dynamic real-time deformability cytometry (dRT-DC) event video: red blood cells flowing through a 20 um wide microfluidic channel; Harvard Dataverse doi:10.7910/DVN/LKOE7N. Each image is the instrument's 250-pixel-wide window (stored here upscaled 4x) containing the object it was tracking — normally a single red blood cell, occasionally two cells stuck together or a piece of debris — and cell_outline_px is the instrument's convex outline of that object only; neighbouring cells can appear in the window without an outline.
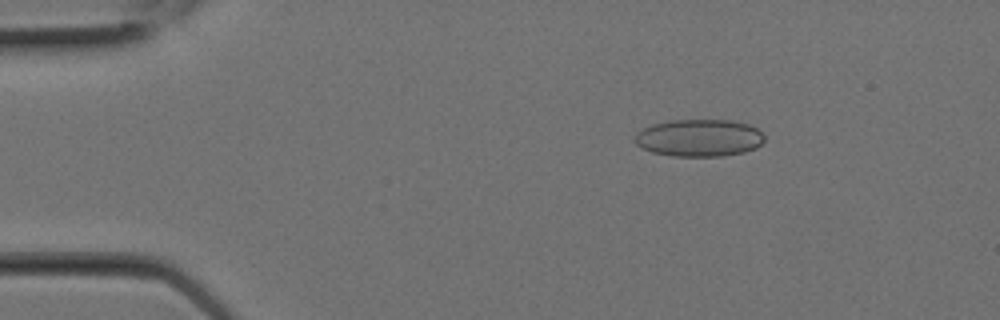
{"species": "Egyptian fruit bat (a non-hibernating species)", "species_latin": "Rousettus aegyptiacus", "temperature_condition": "room temperature", "stored_images_in_passage": 2, "camera_frame_rate_fps": 3000, "um_per_image_px": 0.085, "animal": {"sex": "female"}, "frame": {"image": 1, "passage_image": 1, "time_ms": 0.0, "image_size_px": [1000, 320], "cell_outline_px": [[764, 140], [756, 148], [744, 152], [720, 156], [672, 156], [652, 152], [636, 144], [632, 140], [636, 132], [652, 124], [672, 120], [732, 120], [748, 124], [756, 128], [764, 136]], "centroid_in_image_um": [59.4, 11.72], "position_along_channel_um": 25.6, "area_um2": 28.21}}